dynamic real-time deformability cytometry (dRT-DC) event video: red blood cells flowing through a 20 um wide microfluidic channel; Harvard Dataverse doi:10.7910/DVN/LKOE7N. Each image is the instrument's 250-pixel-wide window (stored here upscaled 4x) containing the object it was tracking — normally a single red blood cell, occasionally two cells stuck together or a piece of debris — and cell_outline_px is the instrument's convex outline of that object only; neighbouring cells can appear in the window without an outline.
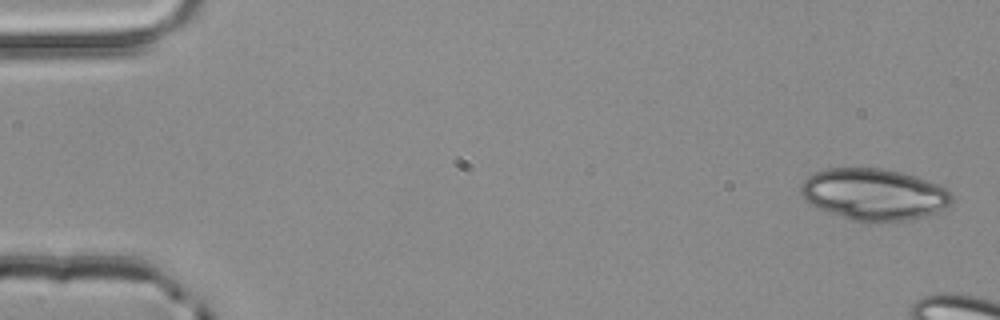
{"species": "common noctule bat (a hibernating species)", "species_latin": "Nyctalus noctula", "temperature_condition": "room temperature", "stored_images_in_passage": 3, "camera_frame_rate_fps": 3000, "um_per_image_px": 0.085, "animal": {"sex": "male", "body_mass_g": 20.4}, "frame": {"image": 1, "passage_image": 1, "time_ms": 0.0, "image_size_px": [1000, 320], "cell_outline_px": [[952, 200], [944, 208], [936, 212], [924, 216], [904, 220], [872, 224], [864, 224], [816, 208], [808, 204], [800, 196], [800, 184], [808, 176], [816, 172], [828, 168], [880, 168], [900, 172], [916, 176], [940, 184], [948, 188], [952, 192]], "centroid_in_image_um": [74.26, 16.54], "position_along_channel_um": 10.7, "area_um2": 46.18}}